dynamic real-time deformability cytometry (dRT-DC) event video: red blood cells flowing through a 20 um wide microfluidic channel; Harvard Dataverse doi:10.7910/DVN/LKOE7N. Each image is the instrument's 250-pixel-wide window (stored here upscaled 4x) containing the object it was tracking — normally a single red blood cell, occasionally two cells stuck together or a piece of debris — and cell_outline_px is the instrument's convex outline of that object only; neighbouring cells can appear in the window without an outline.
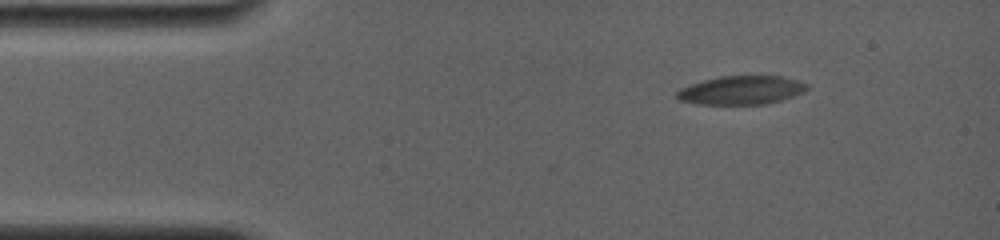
{"species": "common noctule bat (a hibernating species)", "species_latin": "Nyctalus noctula", "temperature_condition": "room temperature", "stored_images_in_passage": 10, "camera_frame_rate_fps": 4000, "um_per_image_px": 0.085, "animal": {"sex": "female", "body_mass_g": 19.0, "forearm_length_mm": 56.7}, "frame": {"image": 1, "passage_image": 1, "time_ms": 0.0, "image_size_px": [1000, 240], "cell_outline_px": [[808, 88], [792, 96], [780, 100], [764, 104], [700, 104], [680, 100], [676, 96], [676, 92], [680, 88], [704, 80], [720, 76], [780, 76], [800, 80], [808, 84]], "centroid_in_image_um": [63.01, 7.66], "position_along_channel_um": 22.0, "area_um2": 21.44}}